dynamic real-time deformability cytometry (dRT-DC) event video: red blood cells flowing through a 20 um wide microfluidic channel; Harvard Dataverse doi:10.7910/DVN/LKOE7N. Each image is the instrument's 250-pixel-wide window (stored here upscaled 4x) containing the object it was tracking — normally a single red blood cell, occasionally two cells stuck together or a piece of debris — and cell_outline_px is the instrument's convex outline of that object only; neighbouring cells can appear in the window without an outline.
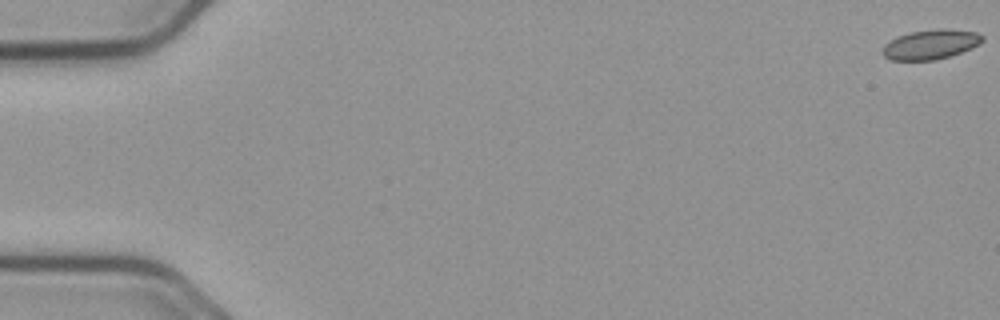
{"species": "common noctule bat (a hibernating species)", "species_latin": "Nyctalus noctula", "temperature_condition": "cold", "stored_images_in_passage": 57, "camera_frame_rate_fps": 3000, "um_per_image_px": 0.085, "animal": {"sex": "male", "body_mass_g": 23.1, "forearm_length_mm": 52.7}, "frame": {"image": 1, "passage_image": 1, "time_ms": 0.0, "image_size_px": [1000, 320], "cell_outline_px": [[984, 40], [980, 44], [972, 48], [936, 60], [892, 60], [884, 56], [880, 52], [884, 44], [896, 36], [908, 32], [936, 28], [944, 28], [976, 32], [984, 36]], "centroid_in_image_um": [79.08, 3.76], "position_along_channel_um": 5.9, "area_um2": 17.51}}
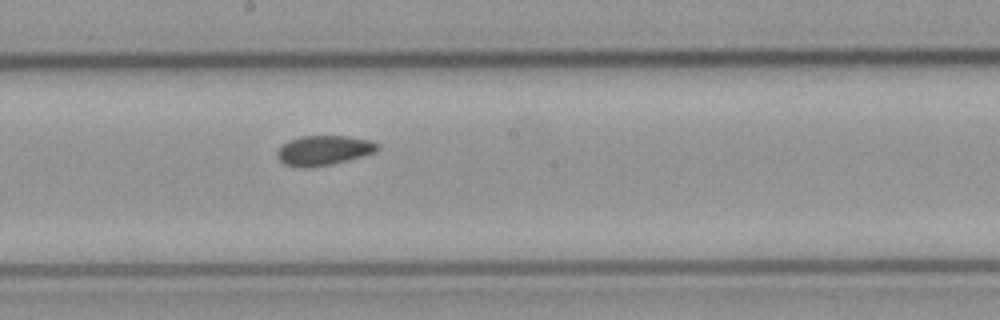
{"frame": {"image": 2, "passage_image": 32, "time_ms": 10.333, "image_size_px": [1000, 320], "cell_outline_px": [[380, 148], [376, 152], [364, 156], [332, 164], [284, 164], [276, 156], [276, 152], [288, 140], [300, 136], [348, 136], [372, 140], [380, 144]], "centroid_in_image_um": [27.62, 12.72], "position_along_channel_um": 220.6, "area_um2": 16.88}}
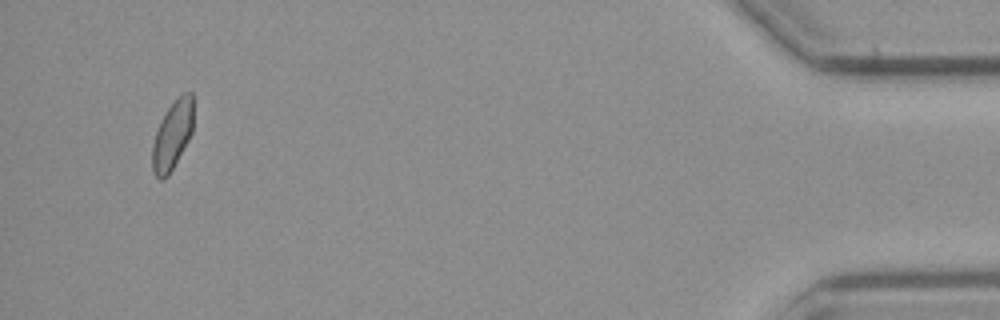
{"frame": {"image": 3, "passage_image": 55, "time_ms": 18.0, "image_size_px": [1000, 320], "cell_outline_px": [[192, 132], [188, 140], [168, 176], [164, 180], [160, 180], [156, 176], [152, 168], [152, 144], [160, 120], [168, 108], [184, 92], [192, 92]], "centroid_in_image_um": [14.63, 11.52], "position_along_channel_um": 420.6, "area_um2": 16.13}, "authors_computed_cell_mechanics": {"area_um2": 17.1666, "velocity_mm_per_s": 3.6614, "shape_relaxation_time_tau1_ms": null, "shape_relaxation_time_tau2_ms": 3.6252, "deformation_change_tau1": null, "deformation_change_tau2": 0.0791}}